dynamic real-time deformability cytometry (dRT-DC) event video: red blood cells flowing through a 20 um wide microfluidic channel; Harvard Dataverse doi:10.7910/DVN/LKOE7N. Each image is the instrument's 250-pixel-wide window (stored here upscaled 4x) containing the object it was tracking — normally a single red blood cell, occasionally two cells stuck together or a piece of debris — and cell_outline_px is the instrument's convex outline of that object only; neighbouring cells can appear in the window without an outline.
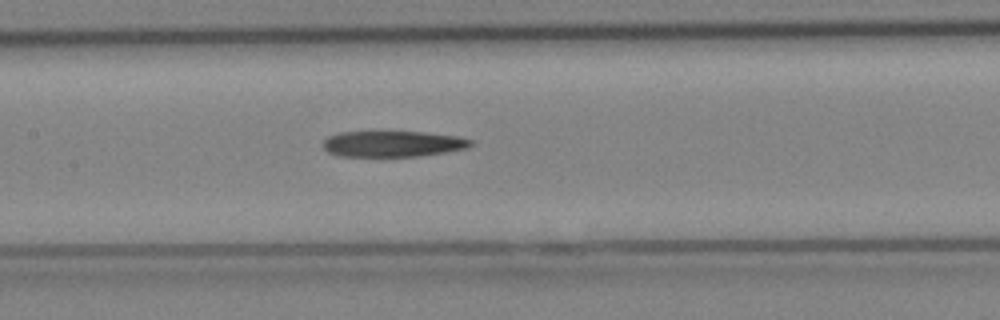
{"species": "Egyptian fruit bat (a non-hibernating species)", "species_latin": "Rousettus aegyptiacus", "temperature_condition": "cold", "stored_images_in_passage": 20, "camera_frame_rate_fps": 3000, "um_per_image_px": 0.085, "animal": {"sex": "female"}, "frame": {"image": 1, "passage_image": 9, "time_ms": 2.667, "image_size_px": [1000, 320], "cell_outline_px": [[476, 144], [468, 148], [420, 156], [340, 156], [328, 152], [320, 144], [328, 136], [340, 132], [428, 132], [460, 136], [472, 140]], "centroid_in_image_um": [33.43, 12.22], "position_along_channel_um": 174.0, "area_um2": 22.54}}
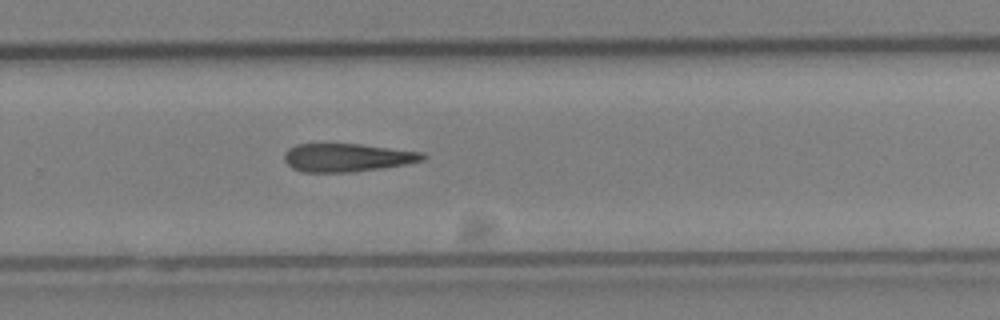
{"frame": {"image": 2, "passage_image": 15, "time_ms": 4.667, "image_size_px": [1000, 320], "cell_outline_px": [[428, 156], [424, 160], [404, 164], [380, 168], [352, 172], [304, 172], [292, 168], [284, 160], [284, 152], [288, 148], [296, 144], [360, 144], [424, 152]], "centroid_in_image_um": [29.5, 13.39], "position_along_channel_um": 300.3, "area_um2": 22.77}}
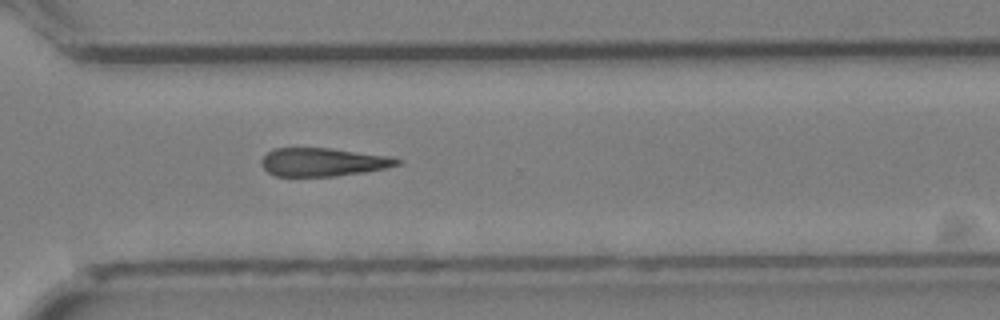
{"frame": {"image": 3, "passage_image": 17, "time_ms": 5.333, "image_size_px": [1000, 320], "cell_outline_px": [[404, 160], [400, 164], [388, 168], [364, 172], [336, 176], [276, 176], [268, 172], [260, 164], [260, 160], [272, 148], [328, 148], [392, 156]], "centroid_in_image_um": [27.49, 13.77], "position_along_channel_um": 343.1, "area_um2": 22.6}}